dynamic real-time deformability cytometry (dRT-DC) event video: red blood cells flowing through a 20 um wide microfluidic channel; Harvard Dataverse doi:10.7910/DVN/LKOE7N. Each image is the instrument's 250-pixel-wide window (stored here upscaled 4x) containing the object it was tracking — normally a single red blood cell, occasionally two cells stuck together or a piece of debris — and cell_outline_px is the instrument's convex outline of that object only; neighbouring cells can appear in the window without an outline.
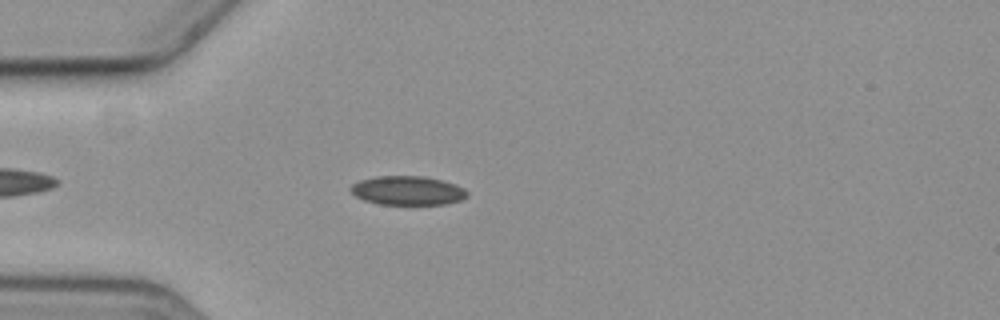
{"species": "common noctule bat (a hibernating species)", "species_latin": "Nyctalus noctula", "temperature_condition": "cold", "stored_images_in_passage": 50, "camera_frame_rate_fps": 3000, "um_per_image_px": 0.085, "animal": {"sex": "female", "body_mass_g": 19.3, "forearm_length_mm": 54.1}, "frame": {"image": 1, "passage_image": 8, "time_ms": 2.333, "image_size_px": [1000, 320], "cell_outline_px": [[468, 196], [460, 200], [444, 204], [380, 204], [364, 200], [356, 196], [348, 188], [352, 184], [360, 180], [376, 176], [424, 176], [456, 184], [464, 188], [468, 192]], "centroid_in_image_um": [34.64, 16.19], "position_along_channel_um": 50.4, "area_um2": 19.65}}
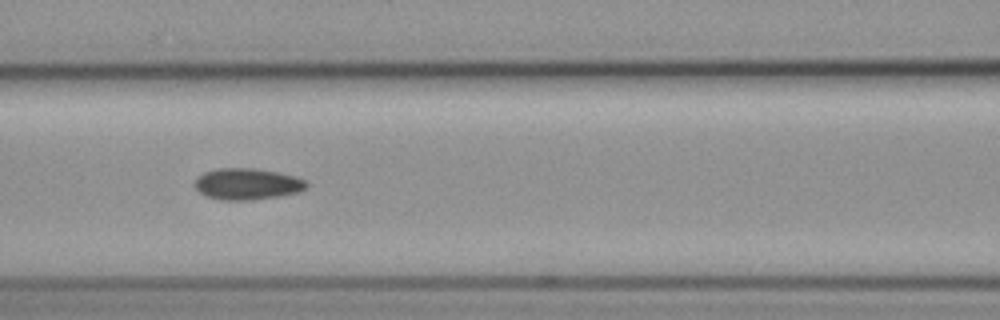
{"frame": {"image": 2, "passage_image": 17, "time_ms": 5.333, "image_size_px": [1000, 320], "cell_outline_px": [[308, 184], [300, 192], [280, 196], [248, 200], [224, 200], [204, 196], [192, 184], [196, 176], [204, 172], [216, 168], [256, 168], [296, 176], [304, 180]], "centroid_in_image_um": [20.96, 15.63], "position_along_channel_um": 145.6, "area_um2": 20.63}}
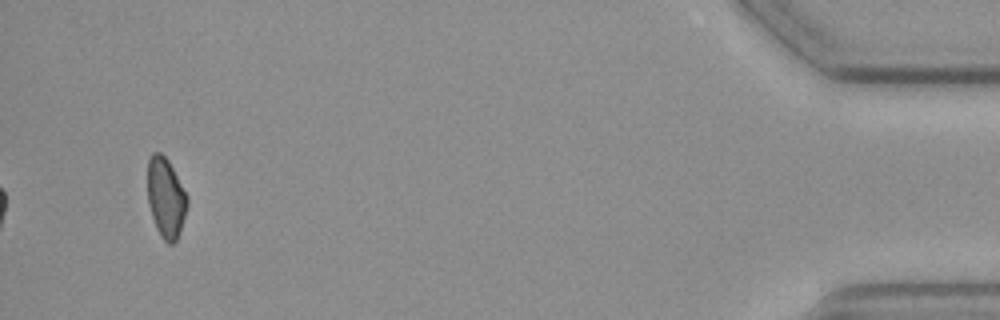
{"frame": {"image": 3, "passage_image": 47, "time_ms": 15.333, "image_size_px": [1000, 320], "cell_outline_px": [[188, 204], [180, 232], [176, 240], [172, 244], [168, 244], [160, 236], [156, 228], [148, 204], [148, 160], [152, 152], [160, 152], [168, 160], [188, 196]], "centroid_in_image_um": [14.1, 16.82], "position_along_channel_um": 421.1, "area_um2": 18.5}, "authors_computed_cell_mechanics": {"area_um2": 19.4786, "velocity_mm_per_s": 3.5795, "shape_relaxation_time_tau1_ms": 4.0434, "shape_relaxation_time_tau2_ms": null, "deformation_change_tau1": 0.0609, "deformation_change_tau2": null}}